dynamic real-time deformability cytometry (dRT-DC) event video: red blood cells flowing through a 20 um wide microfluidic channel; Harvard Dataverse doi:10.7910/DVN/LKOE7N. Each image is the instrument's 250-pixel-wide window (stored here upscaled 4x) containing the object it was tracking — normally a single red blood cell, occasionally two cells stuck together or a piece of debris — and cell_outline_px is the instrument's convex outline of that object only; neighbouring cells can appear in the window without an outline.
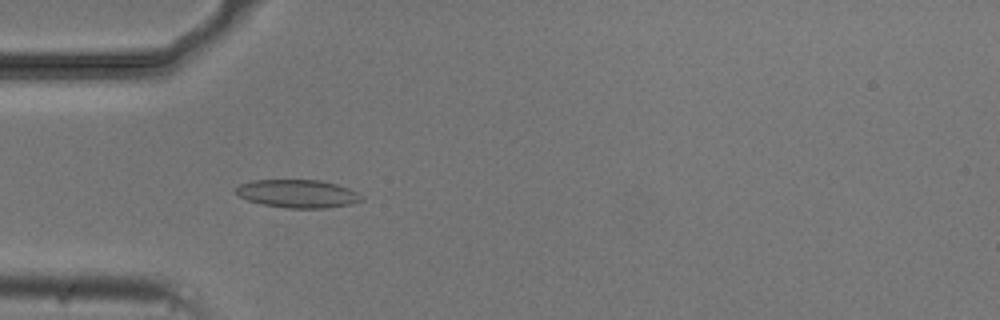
{"species": "common noctule bat (a hibernating species)", "species_latin": "Nyctalus noctula", "temperature_condition": "cold", "stored_images_in_passage": 34, "camera_frame_rate_fps": 3000, "um_per_image_px": 0.085, "animal": {"sex": "male", "body_mass_g": 20.5, "forearm_length_mm": 52.5}, "frame": {"image": 1, "passage_image": 16, "time_ms": 5.0, "image_size_px": [1000, 320], "cell_outline_px": [[364, 200], [348, 204], [328, 208], [284, 208], [264, 204], [248, 200], [240, 196], [236, 192], [236, 188], [240, 184], [252, 180], [320, 180], [336, 184], [348, 188], [364, 196]], "centroid_in_image_um": [25.33, 16.46], "position_along_channel_um": 59.7, "area_um2": 20.46}}
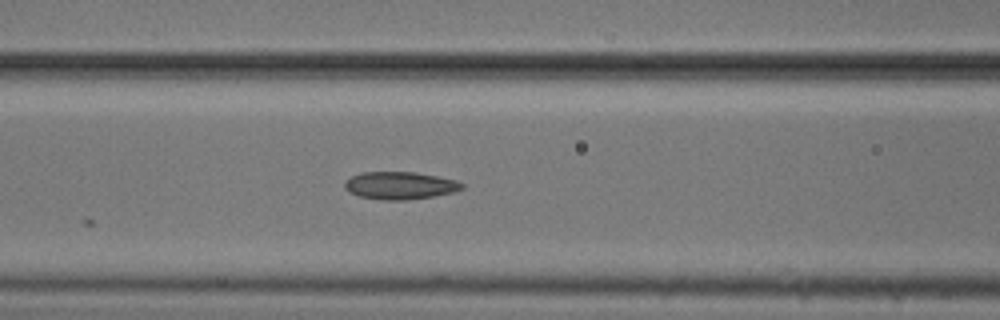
{"frame": {"image": 2, "passage_image": 22, "time_ms": 7.0, "image_size_px": [1000, 320], "cell_outline_px": [[464, 188], [452, 192], [432, 196], [404, 200], [384, 200], [360, 196], [348, 192], [344, 188], [344, 180], [360, 172], [416, 172], [456, 180], [464, 184]], "centroid_in_image_um": [33.96, 15.76], "position_along_channel_um": 132.6, "area_um2": 18.79}}
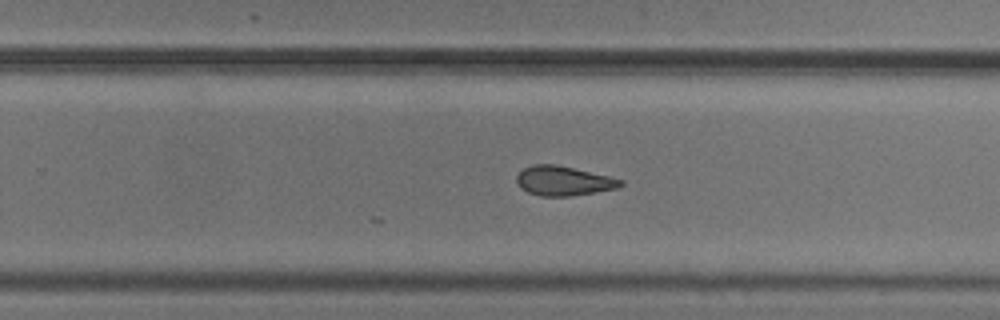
{"frame": {"image": 3, "passage_image": 34, "time_ms": 11.0, "image_size_px": [1000, 320], "cell_outline_px": [[624, 184], [616, 188], [572, 196], [540, 196], [528, 192], [520, 188], [516, 180], [516, 176], [524, 168], [532, 164], [556, 164], [608, 176], [624, 180]], "centroid_in_image_um": [47.87, 15.37], "position_along_channel_um": 281.9, "area_um2": 17.8}}